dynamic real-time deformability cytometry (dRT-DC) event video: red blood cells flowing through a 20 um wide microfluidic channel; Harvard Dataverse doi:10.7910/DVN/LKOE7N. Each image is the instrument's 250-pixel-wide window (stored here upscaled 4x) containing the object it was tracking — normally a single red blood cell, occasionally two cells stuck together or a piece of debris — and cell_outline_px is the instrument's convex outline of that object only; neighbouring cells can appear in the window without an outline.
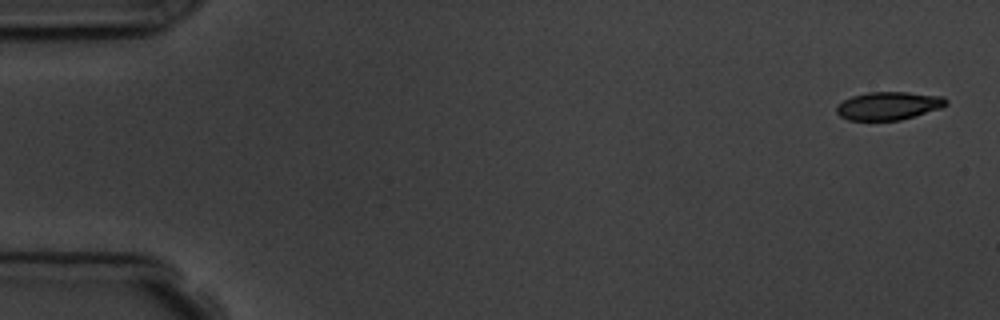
{"species": "common noctule bat (a hibernating species)", "species_latin": "Nyctalus noctula", "temperature_condition": "room temperature", "stored_images_in_passage": 5, "camera_frame_rate_fps": 3000, "um_per_image_px": 0.085, "animal": {"sex": "male", "body_mass_g": 19.5, "forearm_length_mm": 54.6}, "frame": {"image": 1, "passage_image": 1, "time_ms": 0.0, "image_size_px": [1000, 320], "cell_outline_px": [[948, 104], [940, 108], [900, 120], [848, 120], [840, 116], [836, 112], [836, 104], [852, 96], [868, 92], [908, 92], [944, 96], [948, 100]], "centroid_in_image_um": [75.52, 8.98], "position_along_channel_um": 9.5, "area_um2": 17.98}}
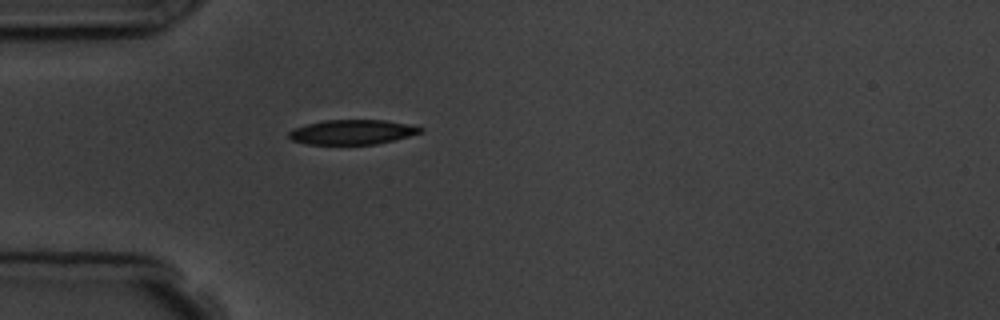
{"frame": {"image": 2, "passage_image": 5, "time_ms": 4.667, "image_size_px": [1000, 320], "cell_outline_px": [[424, 132], [376, 144], [308, 144], [292, 140], [288, 136], [288, 132], [296, 128], [308, 124], [324, 120], [384, 120], [408, 124], [424, 128]], "centroid_in_image_um": [29.96, 11.22], "position_along_channel_um": 55.0, "area_um2": 18.73}}